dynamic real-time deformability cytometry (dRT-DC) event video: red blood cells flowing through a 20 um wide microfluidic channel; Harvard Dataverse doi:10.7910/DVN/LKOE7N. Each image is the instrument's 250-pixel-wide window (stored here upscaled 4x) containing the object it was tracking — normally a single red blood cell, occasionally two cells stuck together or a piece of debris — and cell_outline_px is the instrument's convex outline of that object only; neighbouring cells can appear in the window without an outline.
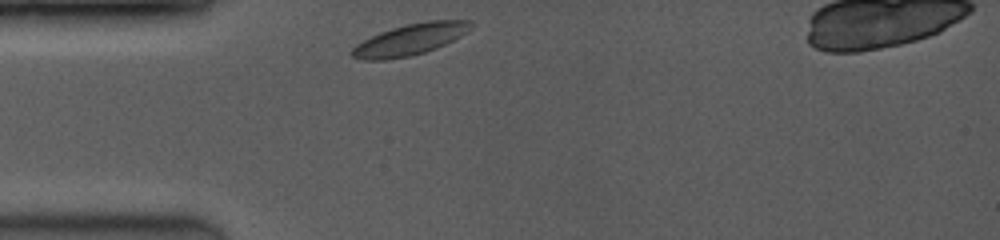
{"species": "common noctule bat (a hibernating species)", "species_latin": "Nyctalus noctula", "temperature_condition": "room temperature", "stored_images_in_passage": 1, "camera_frame_rate_fps": 3500, "um_per_image_px": 0.085, "animal": {"sex": "female", "body_mass_g": 19.0, "forearm_length_mm": 53.3}, "frame": {"image": 1, "passage_image": 1, "time_ms": 0.0, "image_size_px": [1000, 240], "cell_outline_px": [[476, 24], [468, 32], [436, 48], [424, 52], [408, 56], [384, 60], [364, 60], [352, 56], [348, 52], [356, 44], [380, 32], [392, 28], [408, 24], [428, 20], [472, 20]], "centroid_in_image_um": [34.88, 3.34], "position_along_channel_um": 50.1, "area_um2": 21.62}}